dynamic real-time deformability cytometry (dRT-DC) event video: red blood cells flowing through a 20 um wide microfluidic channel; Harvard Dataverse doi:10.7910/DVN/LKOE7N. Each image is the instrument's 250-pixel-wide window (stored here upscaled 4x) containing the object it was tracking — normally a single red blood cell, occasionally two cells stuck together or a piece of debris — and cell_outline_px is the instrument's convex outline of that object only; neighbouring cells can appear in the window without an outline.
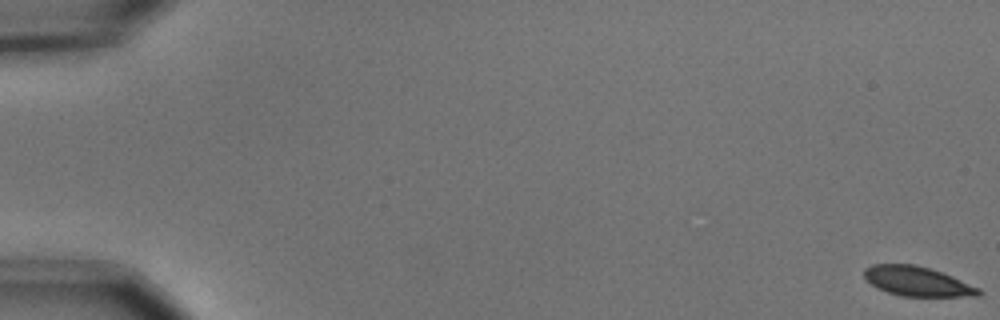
{"species": "common noctule bat (a hibernating species)", "species_latin": "Nyctalus noctula", "temperature_condition": "cold", "stored_images_in_passage": 56, "camera_frame_rate_fps": 3000, "um_per_image_px": 0.085, "animal": {"sex": "male", "body_mass_g": 15.6}, "frame": {"image": 1, "passage_image": 1, "time_ms": 0.0, "image_size_px": [1000, 320], "cell_outline_px": [[984, 292], [980, 296], [900, 296], [876, 288], [864, 280], [864, 268], [872, 264], [916, 264], [952, 276], [980, 288]], "centroid_in_image_um": [77.94, 23.91], "position_along_channel_um": 7.1, "area_um2": 19.88}}
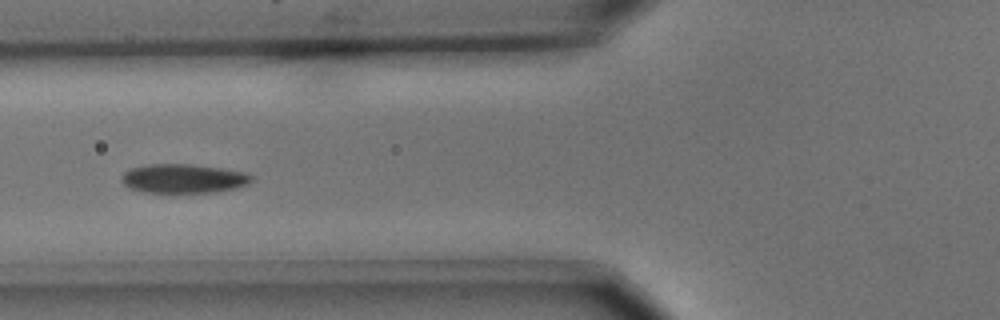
{"frame": {"image": 2, "passage_image": 23, "time_ms": 7.333, "image_size_px": [1000, 320], "cell_outline_px": [[252, 180], [248, 184], [236, 188], [216, 192], [176, 196], [172, 196], [144, 192], [128, 188], [120, 180], [120, 176], [128, 168], [148, 164], [192, 164], [248, 172], [252, 176]], "centroid_in_image_um": [15.54, 15.23], "position_along_channel_um": 110.3, "area_um2": 23.35}}
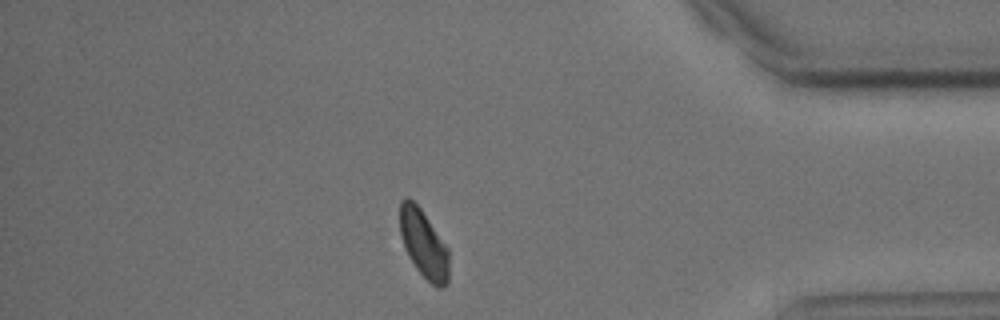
{"frame": {"image": 3, "passage_image": 49, "time_ms": 16.0, "image_size_px": [1000, 320], "cell_outline_px": [[448, 284], [444, 288], [436, 288], [416, 268], [408, 256], [404, 248], [400, 236], [400, 200], [404, 196], [408, 196], [420, 208], [448, 248]], "centroid_in_image_um": [35.99, 20.73], "position_along_channel_um": 399.2, "area_um2": 19.48}, "authors_computed_cell_mechanics": {"area_um2": 21.1837, "velocity_mm_per_s": 3.6598, "shape_relaxation_time_tau1_ms": 2.7263, "shape_relaxation_time_tau2_ms": null, "deformation_change_tau1": 0.0791, "deformation_change_tau2": null}}